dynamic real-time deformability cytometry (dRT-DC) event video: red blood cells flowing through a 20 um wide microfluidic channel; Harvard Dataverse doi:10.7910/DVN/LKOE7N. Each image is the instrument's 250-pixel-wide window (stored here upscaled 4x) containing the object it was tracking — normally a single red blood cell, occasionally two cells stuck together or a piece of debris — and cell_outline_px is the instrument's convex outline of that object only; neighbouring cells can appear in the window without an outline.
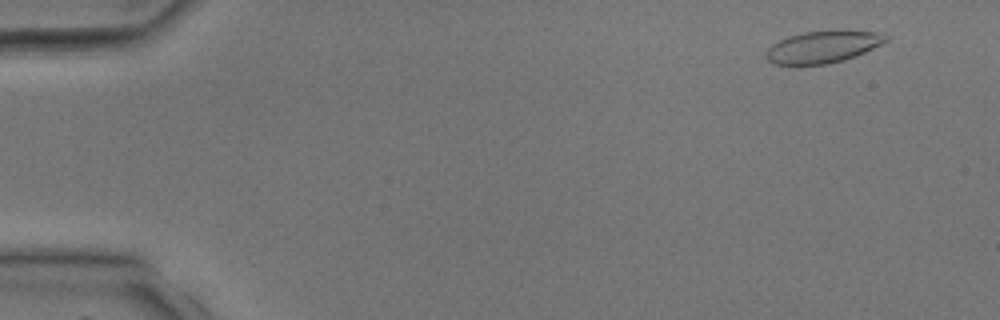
{"species": "common noctule bat (a hibernating species)", "species_latin": "Nyctalus noctula", "temperature_condition": "room temperature", "stored_images_in_passage": 39, "camera_frame_rate_fps": 3000, "um_per_image_px": 0.085, "animal": {"sex": "male", "body_mass_g": 17.9, "forearm_length_mm": 54.2}, "frame": {"image": 1, "passage_image": 3, "time_ms": 0.667, "image_size_px": [1000, 320], "cell_outline_px": [[888, 40], [864, 52], [844, 60], [828, 64], [772, 64], [768, 60], [768, 48], [772, 44], [788, 36], [804, 32], [880, 32], [888, 36]], "centroid_in_image_um": [69.93, 4.0], "position_along_channel_um": 15.1, "area_um2": 21.5}}
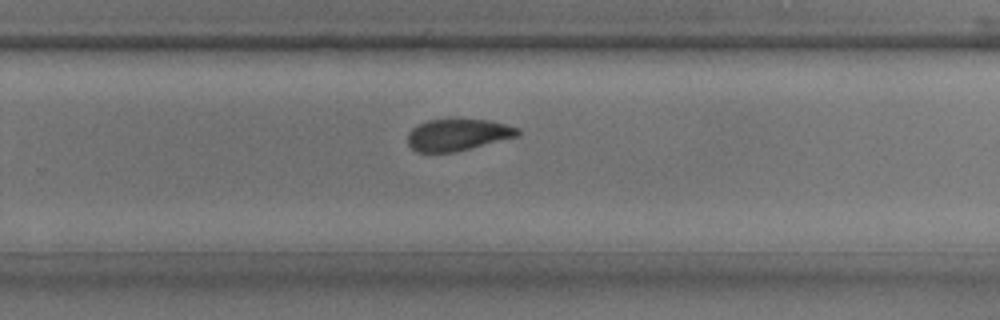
{"frame": {"image": 2, "passage_image": 26, "time_ms": 8.333, "image_size_px": [1000, 320], "cell_outline_px": [[520, 136], [456, 152], [416, 152], [408, 144], [408, 132], [412, 128], [428, 120], [488, 120], [520, 128]], "centroid_in_image_um": [38.93, 11.47], "position_along_channel_um": 290.9, "area_um2": 20.29}}
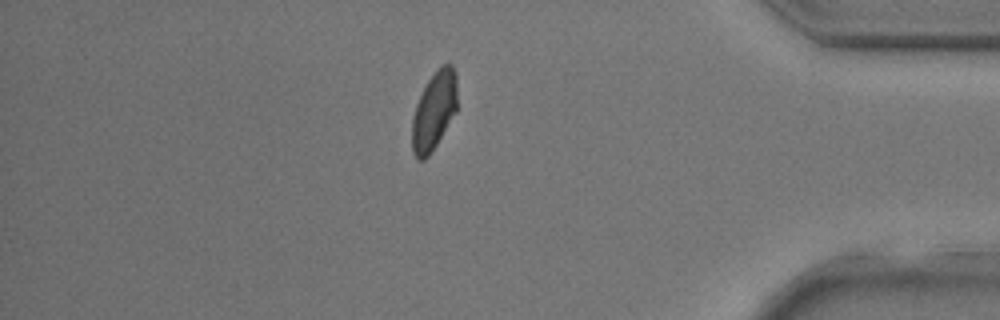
{"frame": {"image": 3, "passage_image": 34, "time_ms": 11.0, "image_size_px": [1000, 320], "cell_outline_px": [[456, 112], [436, 144], [428, 156], [424, 160], [416, 160], [412, 152], [412, 116], [416, 104], [428, 80], [436, 68], [440, 64], [452, 64], [456, 72]], "centroid_in_image_um": [36.88, 9.4], "position_along_channel_um": 398.3, "area_um2": 20.63}}